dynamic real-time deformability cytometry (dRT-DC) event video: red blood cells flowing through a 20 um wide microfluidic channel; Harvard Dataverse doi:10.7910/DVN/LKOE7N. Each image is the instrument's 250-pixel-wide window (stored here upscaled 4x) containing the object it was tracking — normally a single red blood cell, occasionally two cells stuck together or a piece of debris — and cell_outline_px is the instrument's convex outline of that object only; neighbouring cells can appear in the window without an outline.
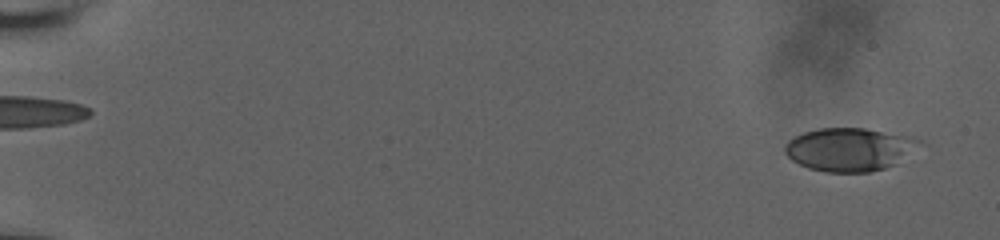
{"species": "human", "species_latin": "Homo sapiens", "temperature_condition": "room temperature", "stored_images_in_passage": 57, "camera_frame_rate_fps": 3000, "um_per_image_px": 0.085, "donor": {"sex": "male"}, "frame": {"image": 1, "passage_image": 3, "time_ms": 0.667, "image_size_px": [1000, 240], "cell_outline_px": [[928, 144], [892, 164], [884, 168], [868, 172], [824, 172], [808, 168], [792, 160], [784, 152], [784, 144], [788, 140], [804, 132], [820, 128], [864, 128], [912, 136]], "centroid_in_image_um": [72.24, 12.69], "position_along_channel_um": 12.8, "area_um2": 34.1}}
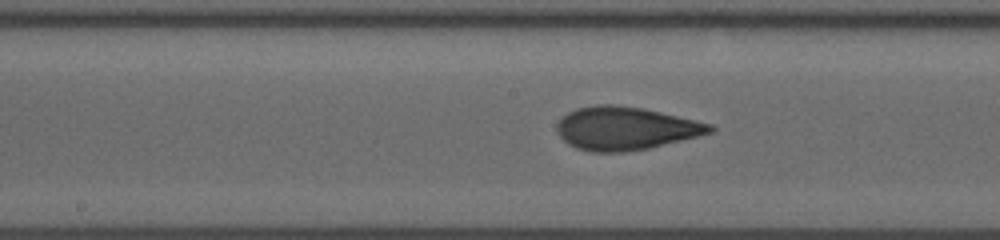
{"frame": {"image": 2, "passage_image": 32, "time_ms": 10.333, "image_size_px": [1000, 240], "cell_outline_px": [[716, 128], [712, 132], [648, 148], [624, 152], [592, 152], [576, 148], [568, 144], [560, 136], [556, 128], [556, 124], [568, 112], [576, 108], [596, 104], [616, 104], [644, 108], [696, 120], [712, 124]], "centroid_in_image_um": [53.14, 10.9], "position_along_channel_um": 195.1, "area_um2": 38.38}}
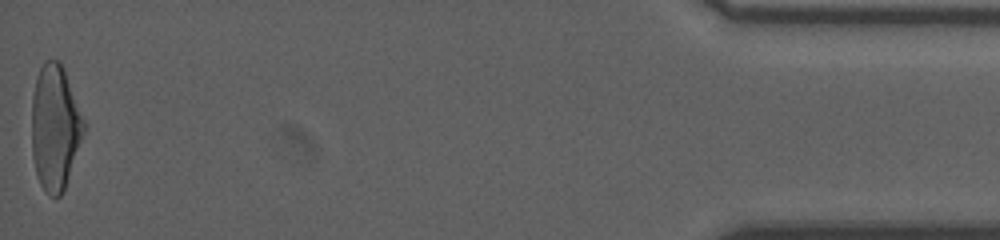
{"frame": {"image": 3, "passage_image": 57, "time_ms": 18.667, "image_size_px": [1000, 240], "cell_outline_px": [[84, 132], [64, 188], [60, 196], [48, 196], [44, 192], [40, 184], [36, 172], [32, 156], [32, 96], [36, 76], [44, 60], [60, 60], [84, 120]], "centroid_in_image_um": [4.64, 10.82], "position_along_channel_um": 430.6, "area_um2": 37.63}, "authors_computed_cell_mechanics": {"area_um2": 36.703, "velocity_mm_per_s": 3.8374, "shape_relaxation_time_tau1_ms": 5.233, "shape_relaxation_time_tau2_ms": 1.1966, "deformation_change_tau1": 0.1729, "deformation_change_tau2": 0.0825}}